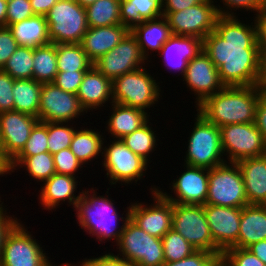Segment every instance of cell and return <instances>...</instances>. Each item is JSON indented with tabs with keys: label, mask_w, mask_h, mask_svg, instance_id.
<instances>
[{
	"label": "cell",
	"mask_w": 266,
	"mask_h": 266,
	"mask_svg": "<svg viewBox=\"0 0 266 266\" xmlns=\"http://www.w3.org/2000/svg\"><path fill=\"white\" fill-rule=\"evenodd\" d=\"M103 167L109 177V185L132 184L142 179L149 167L148 162L133 153L121 139H113L110 145L103 146ZM121 182V183H120Z\"/></svg>",
	"instance_id": "10"
},
{
	"label": "cell",
	"mask_w": 266,
	"mask_h": 266,
	"mask_svg": "<svg viewBox=\"0 0 266 266\" xmlns=\"http://www.w3.org/2000/svg\"><path fill=\"white\" fill-rule=\"evenodd\" d=\"M2 70L14 80L33 79V48L18 46Z\"/></svg>",
	"instance_id": "38"
},
{
	"label": "cell",
	"mask_w": 266,
	"mask_h": 266,
	"mask_svg": "<svg viewBox=\"0 0 266 266\" xmlns=\"http://www.w3.org/2000/svg\"><path fill=\"white\" fill-rule=\"evenodd\" d=\"M68 122H48V149L51 154L70 148L72 138L77 130Z\"/></svg>",
	"instance_id": "40"
},
{
	"label": "cell",
	"mask_w": 266,
	"mask_h": 266,
	"mask_svg": "<svg viewBox=\"0 0 266 266\" xmlns=\"http://www.w3.org/2000/svg\"><path fill=\"white\" fill-rule=\"evenodd\" d=\"M51 43H81L89 28L85 7L76 0H59L45 15Z\"/></svg>",
	"instance_id": "6"
},
{
	"label": "cell",
	"mask_w": 266,
	"mask_h": 266,
	"mask_svg": "<svg viewBox=\"0 0 266 266\" xmlns=\"http://www.w3.org/2000/svg\"><path fill=\"white\" fill-rule=\"evenodd\" d=\"M38 118L10 110L0 113V146L12 160L25 146Z\"/></svg>",
	"instance_id": "19"
},
{
	"label": "cell",
	"mask_w": 266,
	"mask_h": 266,
	"mask_svg": "<svg viewBox=\"0 0 266 266\" xmlns=\"http://www.w3.org/2000/svg\"><path fill=\"white\" fill-rule=\"evenodd\" d=\"M172 229L196 250L223 252L215 245L204 213V205L173 203Z\"/></svg>",
	"instance_id": "9"
},
{
	"label": "cell",
	"mask_w": 266,
	"mask_h": 266,
	"mask_svg": "<svg viewBox=\"0 0 266 266\" xmlns=\"http://www.w3.org/2000/svg\"><path fill=\"white\" fill-rule=\"evenodd\" d=\"M117 255L134 266H162L165 263L162 240L147 234L130 218L117 244Z\"/></svg>",
	"instance_id": "8"
},
{
	"label": "cell",
	"mask_w": 266,
	"mask_h": 266,
	"mask_svg": "<svg viewBox=\"0 0 266 266\" xmlns=\"http://www.w3.org/2000/svg\"><path fill=\"white\" fill-rule=\"evenodd\" d=\"M161 16L162 0H120V21L129 30L146 20Z\"/></svg>",
	"instance_id": "30"
},
{
	"label": "cell",
	"mask_w": 266,
	"mask_h": 266,
	"mask_svg": "<svg viewBox=\"0 0 266 266\" xmlns=\"http://www.w3.org/2000/svg\"><path fill=\"white\" fill-rule=\"evenodd\" d=\"M85 112L76 94L66 92L54 83L42 84L38 111L39 121L70 123L84 115Z\"/></svg>",
	"instance_id": "16"
},
{
	"label": "cell",
	"mask_w": 266,
	"mask_h": 266,
	"mask_svg": "<svg viewBox=\"0 0 266 266\" xmlns=\"http://www.w3.org/2000/svg\"><path fill=\"white\" fill-rule=\"evenodd\" d=\"M183 81L196 96V106L220 91L225 85L221 82L218 69L203 49L188 62Z\"/></svg>",
	"instance_id": "17"
},
{
	"label": "cell",
	"mask_w": 266,
	"mask_h": 266,
	"mask_svg": "<svg viewBox=\"0 0 266 266\" xmlns=\"http://www.w3.org/2000/svg\"><path fill=\"white\" fill-rule=\"evenodd\" d=\"M53 159L57 174L71 175L76 177L75 173L84 167L74 153L70 150V148L54 153Z\"/></svg>",
	"instance_id": "43"
},
{
	"label": "cell",
	"mask_w": 266,
	"mask_h": 266,
	"mask_svg": "<svg viewBox=\"0 0 266 266\" xmlns=\"http://www.w3.org/2000/svg\"><path fill=\"white\" fill-rule=\"evenodd\" d=\"M222 254L232 266H266L247 248H228Z\"/></svg>",
	"instance_id": "45"
},
{
	"label": "cell",
	"mask_w": 266,
	"mask_h": 266,
	"mask_svg": "<svg viewBox=\"0 0 266 266\" xmlns=\"http://www.w3.org/2000/svg\"><path fill=\"white\" fill-rule=\"evenodd\" d=\"M76 96L87 114L88 110L98 109L108 101L113 103L112 81L100 73L93 65L84 74Z\"/></svg>",
	"instance_id": "23"
},
{
	"label": "cell",
	"mask_w": 266,
	"mask_h": 266,
	"mask_svg": "<svg viewBox=\"0 0 266 266\" xmlns=\"http://www.w3.org/2000/svg\"><path fill=\"white\" fill-rule=\"evenodd\" d=\"M215 0H204L198 5L177 12H163L173 35L195 36L203 40L215 30L219 14Z\"/></svg>",
	"instance_id": "13"
},
{
	"label": "cell",
	"mask_w": 266,
	"mask_h": 266,
	"mask_svg": "<svg viewBox=\"0 0 266 266\" xmlns=\"http://www.w3.org/2000/svg\"><path fill=\"white\" fill-rule=\"evenodd\" d=\"M89 27L121 24L120 0H97L85 8Z\"/></svg>",
	"instance_id": "36"
},
{
	"label": "cell",
	"mask_w": 266,
	"mask_h": 266,
	"mask_svg": "<svg viewBox=\"0 0 266 266\" xmlns=\"http://www.w3.org/2000/svg\"><path fill=\"white\" fill-rule=\"evenodd\" d=\"M157 187V188H156ZM151 187L154 203H132L129 207L130 219L147 234L162 238L172 229L173 203L159 191L158 186Z\"/></svg>",
	"instance_id": "14"
},
{
	"label": "cell",
	"mask_w": 266,
	"mask_h": 266,
	"mask_svg": "<svg viewBox=\"0 0 266 266\" xmlns=\"http://www.w3.org/2000/svg\"><path fill=\"white\" fill-rule=\"evenodd\" d=\"M13 86L14 79L0 69V113L14 110Z\"/></svg>",
	"instance_id": "46"
},
{
	"label": "cell",
	"mask_w": 266,
	"mask_h": 266,
	"mask_svg": "<svg viewBox=\"0 0 266 266\" xmlns=\"http://www.w3.org/2000/svg\"><path fill=\"white\" fill-rule=\"evenodd\" d=\"M48 122L39 121L31 131V134L23 149L14 158H26L43 152H48Z\"/></svg>",
	"instance_id": "41"
},
{
	"label": "cell",
	"mask_w": 266,
	"mask_h": 266,
	"mask_svg": "<svg viewBox=\"0 0 266 266\" xmlns=\"http://www.w3.org/2000/svg\"><path fill=\"white\" fill-rule=\"evenodd\" d=\"M204 0H162L163 12H177L193 5H198Z\"/></svg>",
	"instance_id": "53"
},
{
	"label": "cell",
	"mask_w": 266,
	"mask_h": 266,
	"mask_svg": "<svg viewBox=\"0 0 266 266\" xmlns=\"http://www.w3.org/2000/svg\"><path fill=\"white\" fill-rule=\"evenodd\" d=\"M20 167H24L29 173V176L37 182H44L56 173L53 154L49 151L26 158H13L11 160L12 172H15L14 170Z\"/></svg>",
	"instance_id": "35"
},
{
	"label": "cell",
	"mask_w": 266,
	"mask_h": 266,
	"mask_svg": "<svg viewBox=\"0 0 266 266\" xmlns=\"http://www.w3.org/2000/svg\"><path fill=\"white\" fill-rule=\"evenodd\" d=\"M35 15H46L59 0H29Z\"/></svg>",
	"instance_id": "55"
},
{
	"label": "cell",
	"mask_w": 266,
	"mask_h": 266,
	"mask_svg": "<svg viewBox=\"0 0 266 266\" xmlns=\"http://www.w3.org/2000/svg\"><path fill=\"white\" fill-rule=\"evenodd\" d=\"M131 33L136 37L143 56L148 60L150 51L160 52L163 44L172 35L168 22L164 16L157 19L146 20L135 25Z\"/></svg>",
	"instance_id": "28"
},
{
	"label": "cell",
	"mask_w": 266,
	"mask_h": 266,
	"mask_svg": "<svg viewBox=\"0 0 266 266\" xmlns=\"http://www.w3.org/2000/svg\"><path fill=\"white\" fill-rule=\"evenodd\" d=\"M186 170L174 179L170 189L175 196L158 191L169 201L177 204L206 205L209 169L184 164ZM172 187V188H171Z\"/></svg>",
	"instance_id": "18"
},
{
	"label": "cell",
	"mask_w": 266,
	"mask_h": 266,
	"mask_svg": "<svg viewBox=\"0 0 266 266\" xmlns=\"http://www.w3.org/2000/svg\"><path fill=\"white\" fill-rule=\"evenodd\" d=\"M206 205L235 208L249 205L243 176L237 163L226 162L209 169Z\"/></svg>",
	"instance_id": "7"
},
{
	"label": "cell",
	"mask_w": 266,
	"mask_h": 266,
	"mask_svg": "<svg viewBox=\"0 0 266 266\" xmlns=\"http://www.w3.org/2000/svg\"><path fill=\"white\" fill-rule=\"evenodd\" d=\"M264 239H266V205L244 206L238 240L231 248H248Z\"/></svg>",
	"instance_id": "26"
},
{
	"label": "cell",
	"mask_w": 266,
	"mask_h": 266,
	"mask_svg": "<svg viewBox=\"0 0 266 266\" xmlns=\"http://www.w3.org/2000/svg\"><path fill=\"white\" fill-rule=\"evenodd\" d=\"M87 71L58 72L54 84L66 92L76 94Z\"/></svg>",
	"instance_id": "47"
},
{
	"label": "cell",
	"mask_w": 266,
	"mask_h": 266,
	"mask_svg": "<svg viewBox=\"0 0 266 266\" xmlns=\"http://www.w3.org/2000/svg\"><path fill=\"white\" fill-rule=\"evenodd\" d=\"M58 73L56 44L49 43L33 49V79L53 83Z\"/></svg>",
	"instance_id": "33"
},
{
	"label": "cell",
	"mask_w": 266,
	"mask_h": 266,
	"mask_svg": "<svg viewBox=\"0 0 266 266\" xmlns=\"http://www.w3.org/2000/svg\"><path fill=\"white\" fill-rule=\"evenodd\" d=\"M258 86L266 92V52L261 55V74Z\"/></svg>",
	"instance_id": "57"
},
{
	"label": "cell",
	"mask_w": 266,
	"mask_h": 266,
	"mask_svg": "<svg viewBox=\"0 0 266 266\" xmlns=\"http://www.w3.org/2000/svg\"><path fill=\"white\" fill-rule=\"evenodd\" d=\"M224 156L232 163L266 154V141L254 123L219 127Z\"/></svg>",
	"instance_id": "11"
},
{
	"label": "cell",
	"mask_w": 266,
	"mask_h": 266,
	"mask_svg": "<svg viewBox=\"0 0 266 266\" xmlns=\"http://www.w3.org/2000/svg\"><path fill=\"white\" fill-rule=\"evenodd\" d=\"M82 7H87L91 4H93L94 2H96L97 0H76Z\"/></svg>",
	"instance_id": "60"
},
{
	"label": "cell",
	"mask_w": 266,
	"mask_h": 266,
	"mask_svg": "<svg viewBox=\"0 0 266 266\" xmlns=\"http://www.w3.org/2000/svg\"><path fill=\"white\" fill-rule=\"evenodd\" d=\"M42 83L34 79H16L12 94L14 110L38 118Z\"/></svg>",
	"instance_id": "32"
},
{
	"label": "cell",
	"mask_w": 266,
	"mask_h": 266,
	"mask_svg": "<svg viewBox=\"0 0 266 266\" xmlns=\"http://www.w3.org/2000/svg\"><path fill=\"white\" fill-rule=\"evenodd\" d=\"M21 223L18 221L5 236L0 266H44L50 257Z\"/></svg>",
	"instance_id": "12"
},
{
	"label": "cell",
	"mask_w": 266,
	"mask_h": 266,
	"mask_svg": "<svg viewBox=\"0 0 266 266\" xmlns=\"http://www.w3.org/2000/svg\"><path fill=\"white\" fill-rule=\"evenodd\" d=\"M104 140V136L100 132L82 127L75 131L70 150L84 166L92 159H97L100 154L103 156Z\"/></svg>",
	"instance_id": "31"
},
{
	"label": "cell",
	"mask_w": 266,
	"mask_h": 266,
	"mask_svg": "<svg viewBox=\"0 0 266 266\" xmlns=\"http://www.w3.org/2000/svg\"><path fill=\"white\" fill-rule=\"evenodd\" d=\"M263 90L258 86H224L196 109L217 127L254 123L256 106Z\"/></svg>",
	"instance_id": "2"
},
{
	"label": "cell",
	"mask_w": 266,
	"mask_h": 266,
	"mask_svg": "<svg viewBox=\"0 0 266 266\" xmlns=\"http://www.w3.org/2000/svg\"><path fill=\"white\" fill-rule=\"evenodd\" d=\"M77 177L71 175L57 174L55 173L50 179L43 182L41 192L38 195L41 205L44 209L51 210L56 209L60 205V202L65 203L67 201L69 204L75 208L76 202L82 196V192L78 195H74L75 190L77 191Z\"/></svg>",
	"instance_id": "24"
},
{
	"label": "cell",
	"mask_w": 266,
	"mask_h": 266,
	"mask_svg": "<svg viewBox=\"0 0 266 266\" xmlns=\"http://www.w3.org/2000/svg\"><path fill=\"white\" fill-rule=\"evenodd\" d=\"M149 123V125H148ZM151 122H147L138 130L124 136L121 140L136 155H139L149 163V157L155 151L157 144V134L152 128ZM153 129V130H152ZM150 154V155H149Z\"/></svg>",
	"instance_id": "37"
},
{
	"label": "cell",
	"mask_w": 266,
	"mask_h": 266,
	"mask_svg": "<svg viewBox=\"0 0 266 266\" xmlns=\"http://www.w3.org/2000/svg\"><path fill=\"white\" fill-rule=\"evenodd\" d=\"M254 124L266 141V92H262L258 100Z\"/></svg>",
	"instance_id": "52"
},
{
	"label": "cell",
	"mask_w": 266,
	"mask_h": 266,
	"mask_svg": "<svg viewBox=\"0 0 266 266\" xmlns=\"http://www.w3.org/2000/svg\"><path fill=\"white\" fill-rule=\"evenodd\" d=\"M80 266H134L129 261L114 255L112 252L96 258H85L82 262H77Z\"/></svg>",
	"instance_id": "50"
},
{
	"label": "cell",
	"mask_w": 266,
	"mask_h": 266,
	"mask_svg": "<svg viewBox=\"0 0 266 266\" xmlns=\"http://www.w3.org/2000/svg\"><path fill=\"white\" fill-rule=\"evenodd\" d=\"M249 205L266 204V154L237 162Z\"/></svg>",
	"instance_id": "25"
},
{
	"label": "cell",
	"mask_w": 266,
	"mask_h": 266,
	"mask_svg": "<svg viewBox=\"0 0 266 266\" xmlns=\"http://www.w3.org/2000/svg\"><path fill=\"white\" fill-rule=\"evenodd\" d=\"M213 242L224 252L238 240L242 208L204 205Z\"/></svg>",
	"instance_id": "20"
},
{
	"label": "cell",
	"mask_w": 266,
	"mask_h": 266,
	"mask_svg": "<svg viewBox=\"0 0 266 266\" xmlns=\"http://www.w3.org/2000/svg\"><path fill=\"white\" fill-rule=\"evenodd\" d=\"M203 49V40L195 36L171 35L160 49L165 67L185 74L188 62ZM163 56V57H162Z\"/></svg>",
	"instance_id": "21"
},
{
	"label": "cell",
	"mask_w": 266,
	"mask_h": 266,
	"mask_svg": "<svg viewBox=\"0 0 266 266\" xmlns=\"http://www.w3.org/2000/svg\"><path fill=\"white\" fill-rule=\"evenodd\" d=\"M69 266H76L74 263H71ZM78 266V265H77ZM80 266V265H79Z\"/></svg>",
	"instance_id": "62"
},
{
	"label": "cell",
	"mask_w": 266,
	"mask_h": 266,
	"mask_svg": "<svg viewBox=\"0 0 266 266\" xmlns=\"http://www.w3.org/2000/svg\"><path fill=\"white\" fill-rule=\"evenodd\" d=\"M258 28L260 54L266 52V7L254 18Z\"/></svg>",
	"instance_id": "54"
},
{
	"label": "cell",
	"mask_w": 266,
	"mask_h": 266,
	"mask_svg": "<svg viewBox=\"0 0 266 266\" xmlns=\"http://www.w3.org/2000/svg\"><path fill=\"white\" fill-rule=\"evenodd\" d=\"M129 31L130 30L122 24L89 27L80 44L88 59L94 63L119 44Z\"/></svg>",
	"instance_id": "22"
},
{
	"label": "cell",
	"mask_w": 266,
	"mask_h": 266,
	"mask_svg": "<svg viewBox=\"0 0 266 266\" xmlns=\"http://www.w3.org/2000/svg\"><path fill=\"white\" fill-rule=\"evenodd\" d=\"M2 204L3 202L0 203V258L2 254L3 242L5 236L12 229V227L18 222V220H20L17 217L13 218L12 216L8 215L6 212L7 210H5L6 208H4Z\"/></svg>",
	"instance_id": "51"
},
{
	"label": "cell",
	"mask_w": 266,
	"mask_h": 266,
	"mask_svg": "<svg viewBox=\"0 0 266 266\" xmlns=\"http://www.w3.org/2000/svg\"><path fill=\"white\" fill-rule=\"evenodd\" d=\"M147 60L140 49L136 37L129 31L111 51L93 63L105 77L113 81L119 76L133 72Z\"/></svg>",
	"instance_id": "15"
},
{
	"label": "cell",
	"mask_w": 266,
	"mask_h": 266,
	"mask_svg": "<svg viewBox=\"0 0 266 266\" xmlns=\"http://www.w3.org/2000/svg\"><path fill=\"white\" fill-rule=\"evenodd\" d=\"M108 196H98L97 191L93 188L82 190V196L76 202L73 210H76L77 223L79 222L78 226L81 229L88 232L90 236H95L97 240L103 243H105V240L114 239L117 245L125 224L130 218V207H127L128 210L124 211L125 213L127 212L124 218L122 216L119 217L114 206V200L109 199ZM118 218L123 225L119 226L120 220Z\"/></svg>",
	"instance_id": "3"
},
{
	"label": "cell",
	"mask_w": 266,
	"mask_h": 266,
	"mask_svg": "<svg viewBox=\"0 0 266 266\" xmlns=\"http://www.w3.org/2000/svg\"><path fill=\"white\" fill-rule=\"evenodd\" d=\"M58 72L88 71L93 63L80 43L56 44Z\"/></svg>",
	"instance_id": "34"
},
{
	"label": "cell",
	"mask_w": 266,
	"mask_h": 266,
	"mask_svg": "<svg viewBox=\"0 0 266 266\" xmlns=\"http://www.w3.org/2000/svg\"><path fill=\"white\" fill-rule=\"evenodd\" d=\"M254 22V25H253ZM246 25L238 16H219L215 30L203 39V51L218 69L225 86H256L261 54L256 20Z\"/></svg>",
	"instance_id": "1"
},
{
	"label": "cell",
	"mask_w": 266,
	"mask_h": 266,
	"mask_svg": "<svg viewBox=\"0 0 266 266\" xmlns=\"http://www.w3.org/2000/svg\"><path fill=\"white\" fill-rule=\"evenodd\" d=\"M69 265H70V263H62L61 265H58V266H69ZM44 266H57V265L53 264V263L51 262V260H50V261L47 262Z\"/></svg>",
	"instance_id": "61"
},
{
	"label": "cell",
	"mask_w": 266,
	"mask_h": 266,
	"mask_svg": "<svg viewBox=\"0 0 266 266\" xmlns=\"http://www.w3.org/2000/svg\"><path fill=\"white\" fill-rule=\"evenodd\" d=\"M208 266H232L227 258L221 254L216 256Z\"/></svg>",
	"instance_id": "58"
},
{
	"label": "cell",
	"mask_w": 266,
	"mask_h": 266,
	"mask_svg": "<svg viewBox=\"0 0 266 266\" xmlns=\"http://www.w3.org/2000/svg\"><path fill=\"white\" fill-rule=\"evenodd\" d=\"M217 255L212 252L196 250L191 255L176 262H165L162 266H208Z\"/></svg>",
	"instance_id": "49"
},
{
	"label": "cell",
	"mask_w": 266,
	"mask_h": 266,
	"mask_svg": "<svg viewBox=\"0 0 266 266\" xmlns=\"http://www.w3.org/2000/svg\"><path fill=\"white\" fill-rule=\"evenodd\" d=\"M18 46L36 48L51 43L44 15H34L8 27Z\"/></svg>",
	"instance_id": "29"
},
{
	"label": "cell",
	"mask_w": 266,
	"mask_h": 266,
	"mask_svg": "<svg viewBox=\"0 0 266 266\" xmlns=\"http://www.w3.org/2000/svg\"><path fill=\"white\" fill-rule=\"evenodd\" d=\"M247 249L266 265V239L252 244Z\"/></svg>",
	"instance_id": "56"
},
{
	"label": "cell",
	"mask_w": 266,
	"mask_h": 266,
	"mask_svg": "<svg viewBox=\"0 0 266 266\" xmlns=\"http://www.w3.org/2000/svg\"><path fill=\"white\" fill-rule=\"evenodd\" d=\"M7 0H0V27H6Z\"/></svg>",
	"instance_id": "59"
},
{
	"label": "cell",
	"mask_w": 266,
	"mask_h": 266,
	"mask_svg": "<svg viewBox=\"0 0 266 266\" xmlns=\"http://www.w3.org/2000/svg\"><path fill=\"white\" fill-rule=\"evenodd\" d=\"M165 262H176L191 255L196 249L179 233L169 230L162 238Z\"/></svg>",
	"instance_id": "39"
},
{
	"label": "cell",
	"mask_w": 266,
	"mask_h": 266,
	"mask_svg": "<svg viewBox=\"0 0 266 266\" xmlns=\"http://www.w3.org/2000/svg\"><path fill=\"white\" fill-rule=\"evenodd\" d=\"M145 69L144 66L112 81L113 102L144 111L159 102L160 83Z\"/></svg>",
	"instance_id": "5"
},
{
	"label": "cell",
	"mask_w": 266,
	"mask_h": 266,
	"mask_svg": "<svg viewBox=\"0 0 266 266\" xmlns=\"http://www.w3.org/2000/svg\"><path fill=\"white\" fill-rule=\"evenodd\" d=\"M18 43L8 27H0V69L16 51Z\"/></svg>",
	"instance_id": "48"
},
{
	"label": "cell",
	"mask_w": 266,
	"mask_h": 266,
	"mask_svg": "<svg viewBox=\"0 0 266 266\" xmlns=\"http://www.w3.org/2000/svg\"><path fill=\"white\" fill-rule=\"evenodd\" d=\"M113 106V107H112ZM112 114L107 121L108 133L112 139H122L124 136L141 128L149 121L147 111L139 108L129 107L118 103H111Z\"/></svg>",
	"instance_id": "27"
},
{
	"label": "cell",
	"mask_w": 266,
	"mask_h": 266,
	"mask_svg": "<svg viewBox=\"0 0 266 266\" xmlns=\"http://www.w3.org/2000/svg\"><path fill=\"white\" fill-rule=\"evenodd\" d=\"M187 146L184 164L211 169L227 162L223 158L219 127L198 111Z\"/></svg>",
	"instance_id": "4"
},
{
	"label": "cell",
	"mask_w": 266,
	"mask_h": 266,
	"mask_svg": "<svg viewBox=\"0 0 266 266\" xmlns=\"http://www.w3.org/2000/svg\"><path fill=\"white\" fill-rule=\"evenodd\" d=\"M223 6L216 4V9L219 16L235 17L237 9H244L245 11L253 10L256 16L266 7V0H220ZM234 10V11H232Z\"/></svg>",
	"instance_id": "42"
},
{
	"label": "cell",
	"mask_w": 266,
	"mask_h": 266,
	"mask_svg": "<svg viewBox=\"0 0 266 266\" xmlns=\"http://www.w3.org/2000/svg\"><path fill=\"white\" fill-rule=\"evenodd\" d=\"M34 15L29 0H7L6 27Z\"/></svg>",
	"instance_id": "44"
}]
</instances>
